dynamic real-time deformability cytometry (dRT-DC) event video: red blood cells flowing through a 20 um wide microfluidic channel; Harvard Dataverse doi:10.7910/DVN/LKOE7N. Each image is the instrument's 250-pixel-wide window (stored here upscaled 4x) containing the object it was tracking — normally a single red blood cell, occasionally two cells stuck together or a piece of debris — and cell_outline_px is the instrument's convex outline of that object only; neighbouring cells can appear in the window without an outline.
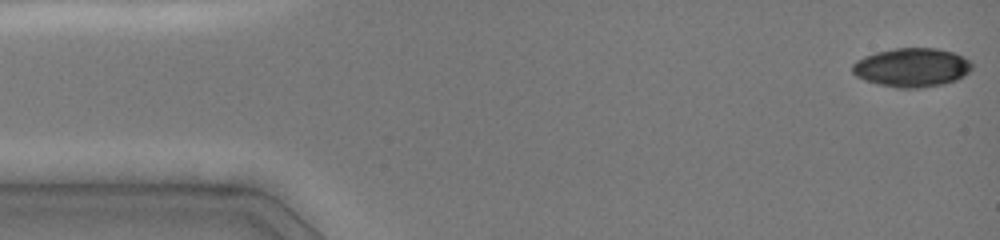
{"species": "common noctule bat (a hibernating species)", "species_latin": "Nyctalus noctula", "temperature_condition": "cold", "stored_images_in_passage": 10, "camera_frame_rate_fps": 3000, "um_per_image_px": 0.085, "animal": {"sex": "female", "body_mass_g": 19.0, "forearm_length_mm": 51.5}, "frame": {"image": 1, "passage_image": 1, "time_ms": 0.0, "image_size_px": [1000, 240], "cell_outline_px": [[972, 68], [964, 76], [956, 80], [944, 84], [920, 88], [896, 88], [864, 80], [856, 76], [852, 72], [852, 64], [856, 60], [864, 56], [876, 52], [896, 48], [936, 48], [952, 52], [964, 56], [972, 60]], "centroid_in_image_um": [77.52, 5.73], "position_along_channel_um": 7.5, "area_um2": 27.28}}
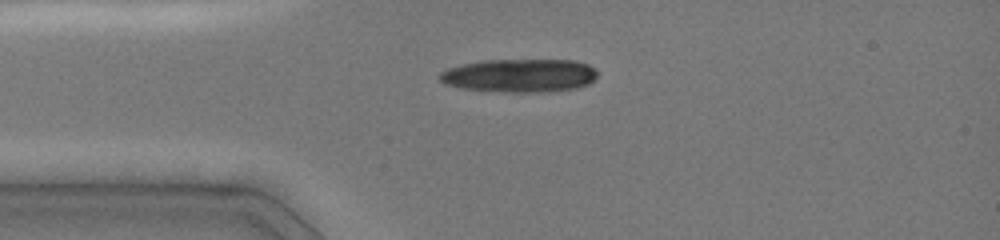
{"frame": {"image": 2, "passage_image": 7, "time_ms": 3.333, "image_size_px": [1000, 240], "cell_outline_px": [[596, 76], [588, 84], [576, 88], [544, 92], [504, 92], [460, 88], [444, 84], [436, 76], [440, 72], [448, 68], [460, 64], [480, 60], [576, 60], [588, 64], [596, 68]], "centroid_in_image_um": [44.12, 6.41], "position_along_channel_um": 40.9, "area_um2": 30.98}}